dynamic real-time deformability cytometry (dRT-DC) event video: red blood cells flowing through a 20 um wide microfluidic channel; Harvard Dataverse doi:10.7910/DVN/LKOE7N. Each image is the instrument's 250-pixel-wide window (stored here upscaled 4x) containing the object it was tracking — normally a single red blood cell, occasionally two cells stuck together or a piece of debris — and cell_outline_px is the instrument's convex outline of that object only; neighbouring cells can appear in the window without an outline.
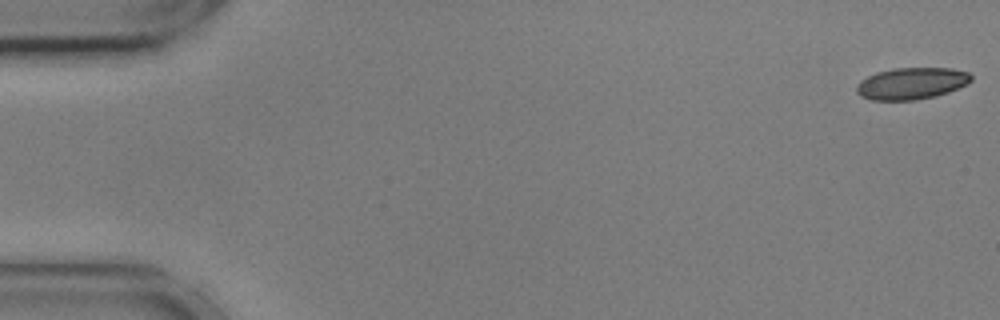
{"species": "common noctule bat (a hibernating species)", "species_latin": "Nyctalus noctula", "temperature_condition": "cold", "stored_images_in_passage": 5, "camera_frame_rate_fps": 3000, "um_per_image_px": 0.085, "animal": {"sex": "male", "body_mass_g": 17.9, "forearm_length_mm": 54.2}, "frame": {"image": 1, "passage_image": 1, "time_ms": 0.0, "image_size_px": [1000, 320], "cell_outline_px": [[972, 80], [968, 84], [948, 92], [936, 96], [916, 100], [872, 100], [860, 96], [856, 92], [856, 84], [860, 80], [876, 72], [892, 68], [952, 68], [968, 72], [972, 76]], "centroid_in_image_um": [77.47, 7.09], "position_along_channel_um": 7.5, "area_um2": 21.44}}